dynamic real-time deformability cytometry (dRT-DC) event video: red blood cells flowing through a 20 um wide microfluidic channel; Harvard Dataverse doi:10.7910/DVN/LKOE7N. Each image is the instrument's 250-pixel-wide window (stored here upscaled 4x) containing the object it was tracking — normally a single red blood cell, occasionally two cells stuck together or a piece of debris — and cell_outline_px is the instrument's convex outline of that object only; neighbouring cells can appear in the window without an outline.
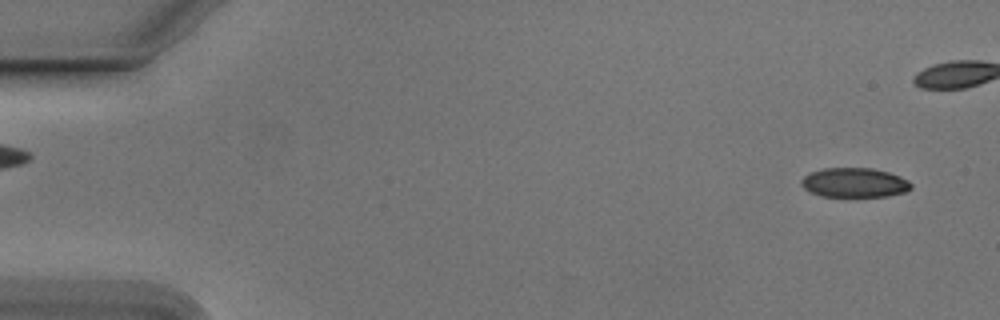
{"species": "Egyptian fruit bat (a non-hibernating species)", "species_latin": "Rousettus aegyptiacus", "temperature_condition": "cold", "stored_images_in_passage": 13, "camera_frame_rate_fps": 3000, "um_per_image_px": 0.085, "animal": {"sex": "male"}, "frame": {"image": 1, "passage_image": 3, "time_ms": 0.667, "image_size_px": [1000, 320], "cell_outline_px": [[912, 188], [904, 192], [888, 196], [820, 196], [804, 188], [800, 184], [800, 180], [808, 172], [824, 168], [872, 168], [888, 172], [900, 176], [908, 180], [912, 184]], "centroid_in_image_um": [72.61, 15.51], "position_along_channel_um": 12.4, "area_um2": 18.9}}